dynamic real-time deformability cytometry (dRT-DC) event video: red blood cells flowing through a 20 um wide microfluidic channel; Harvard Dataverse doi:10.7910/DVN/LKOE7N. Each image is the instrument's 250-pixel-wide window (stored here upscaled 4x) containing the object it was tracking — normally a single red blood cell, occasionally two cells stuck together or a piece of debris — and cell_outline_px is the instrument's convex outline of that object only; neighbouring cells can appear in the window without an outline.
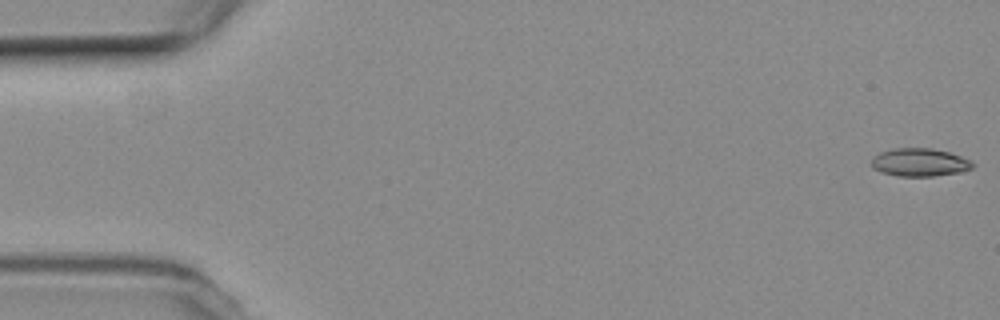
{"species": "common noctule bat (a hibernating species)", "species_latin": "Nyctalus noctula", "temperature_condition": "room temperature", "stored_images_in_passage": 55, "camera_frame_rate_fps": 3000, "um_per_image_px": 0.085, "animal": {"sex": "female", "body_mass_g": 19.3, "forearm_length_mm": 54.1}, "frame": {"image": 1, "passage_image": 1, "time_ms": 0.0, "image_size_px": [1000, 320], "cell_outline_px": [[976, 164], [972, 168], [964, 172], [932, 176], [896, 176], [880, 172], [872, 168], [872, 160], [880, 152], [896, 148], [932, 148], [948, 152], [972, 160]], "centroid_in_image_um": [78.22, 13.81], "position_along_channel_um": 6.8, "area_um2": 16.65}}
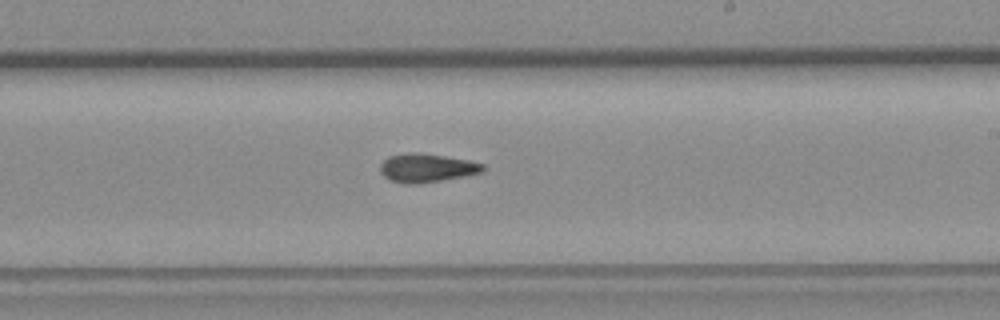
{"frame": {"image": 2, "passage_image": 32, "time_ms": 10.333, "image_size_px": [1000, 320], "cell_outline_px": [[484, 172], [464, 176], [416, 184], [404, 184], [392, 180], [384, 176], [380, 172], [380, 164], [388, 156], [412, 152], [416, 152], [444, 156], [468, 160], [484, 164]], "centroid_in_image_um": [36.26, 14.27], "position_along_channel_um": 252.7, "area_um2": 16.99}}
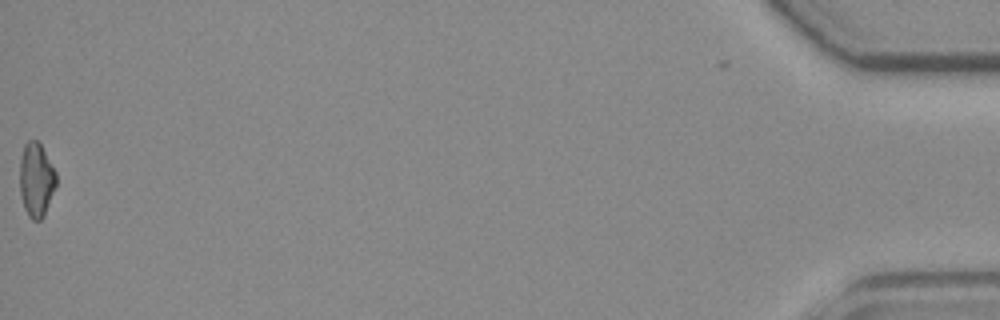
{"frame": {"image": 3, "passage_image": 55, "time_ms": 18.0, "image_size_px": [1000, 320], "cell_outline_px": [[56, 184], [44, 216], [40, 220], [32, 220], [28, 216], [24, 208], [20, 196], [20, 156], [24, 144], [28, 140], [40, 140], [56, 172]], "centroid_in_image_um": [3.07, 15.24], "position_along_channel_um": 432.1, "area_um2": 16.01}, "authors_computed_cell_mechanics": {"area_um2": 16.4152, "velocity_mm_per_s": 3.7684, "shape_relaxation_time_tau1_ms": null, "shape_relaxation_time_tau2_ms": 8.8826, "deformation_change_tau1": null, "deformation_change_tau2": 0.1493}}